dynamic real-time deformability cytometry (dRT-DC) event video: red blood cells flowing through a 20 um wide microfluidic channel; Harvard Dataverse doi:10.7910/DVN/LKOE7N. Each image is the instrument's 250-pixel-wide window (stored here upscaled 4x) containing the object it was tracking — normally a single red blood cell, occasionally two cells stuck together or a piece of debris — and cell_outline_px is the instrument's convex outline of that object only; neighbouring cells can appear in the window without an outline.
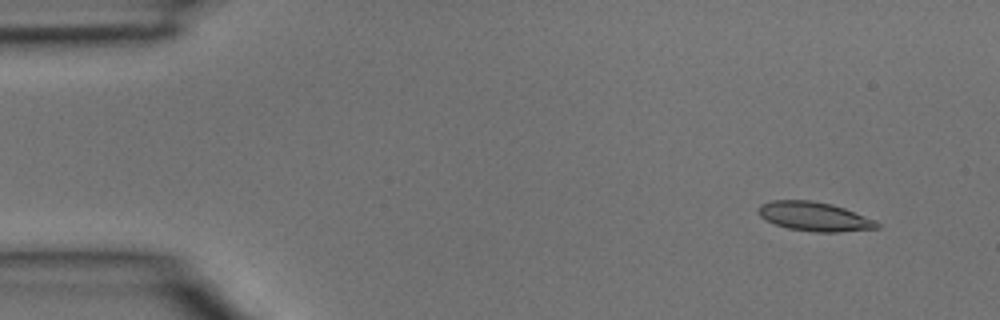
{"species": "common noctule bat (a hibernating species)", "species_latin": "Nyctalus noctula", "temperature_condition": "room temperature", "stored_images_in_passage": 4, "camera_frame_rate_fps": 3000, "um_per_image_px": 0.085, "animal": {"sex": "male", "body_mass_g": 15.6}, "frame": {"image": 1, "passage_image": 1, "time_ms": 0.0, "image_size_px": [1000, 320], "cell_outline_px": [[880, 228], [840, 232], [816, 232], [788, 228], [764, 220], [760, 216], [760, 204], [772, 200], [808, 200], [832, 204], [844, 208], [876, 220], [880, 224]], "centroid_in_image_um": [69.25, 18.41], "position_along_channel_um": 15.7, "area_um2": 20.06}}
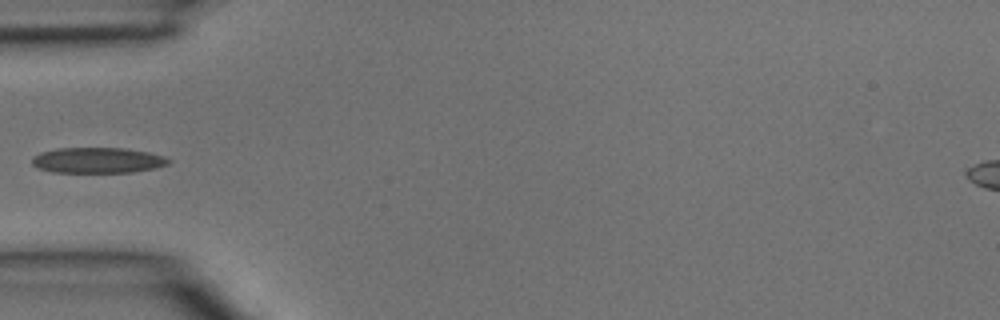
{"frame": {"image": 2, "passage_image": 4, "time_ms": 1.0, "image_size_px": [1000, 320], "cell_outline_px": [[172, 160], [168, 164], [156, 168], [132, 172], [52, 172], [40, 168], [32, 164], [32, 156], [40, 152], [56, 148], [124, 148], [148, 152], [164, 156]], "centroid_in_image_um": [8.31, 13.62], "position_along_channel_um": 76.7, "area_um2": 20.4}}